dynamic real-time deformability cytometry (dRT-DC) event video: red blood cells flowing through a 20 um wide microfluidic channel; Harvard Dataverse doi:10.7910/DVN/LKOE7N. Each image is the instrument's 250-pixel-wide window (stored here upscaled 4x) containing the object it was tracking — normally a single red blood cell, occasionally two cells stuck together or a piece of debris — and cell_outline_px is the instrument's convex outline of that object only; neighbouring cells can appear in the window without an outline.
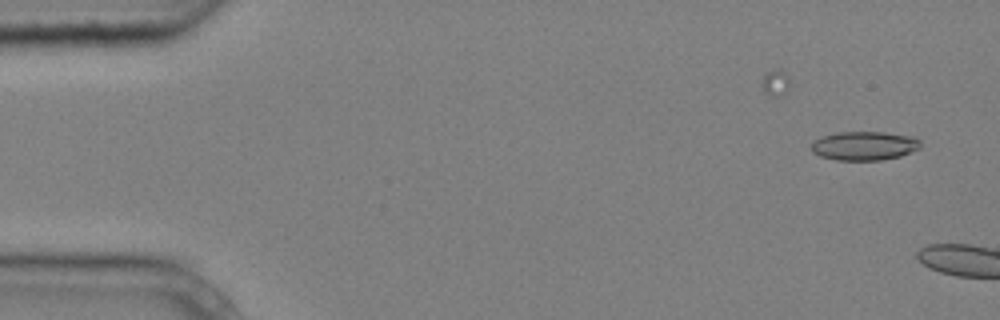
{"species": "common noctule bat (a hibernating species)", "species_latin": "Nyctalus noctula", "temperature_condition": "cold", "stored_images_in_passage": 3, "camera_frame_rate_fps": 3000, "um_per_image_px": 0.085, "animal": {"sex": "male", "body_mass_g": 20.4}, "frame": {"image": 1, "passage_image": 3, "time_ms": 0.667, "image_size_px": [1000, 320], "cell_outline_px": [[920, 148], [900, 156], [880, 160], [836, 160], [820, 156], [812, 152], [812, 140], [836, 132], [884, 132], [916, 136], [920, 140]], "centroid_in_image_um": [73.48, 12.38], "position_along_channel_um": 11.5, "area_um2": 18.5}}